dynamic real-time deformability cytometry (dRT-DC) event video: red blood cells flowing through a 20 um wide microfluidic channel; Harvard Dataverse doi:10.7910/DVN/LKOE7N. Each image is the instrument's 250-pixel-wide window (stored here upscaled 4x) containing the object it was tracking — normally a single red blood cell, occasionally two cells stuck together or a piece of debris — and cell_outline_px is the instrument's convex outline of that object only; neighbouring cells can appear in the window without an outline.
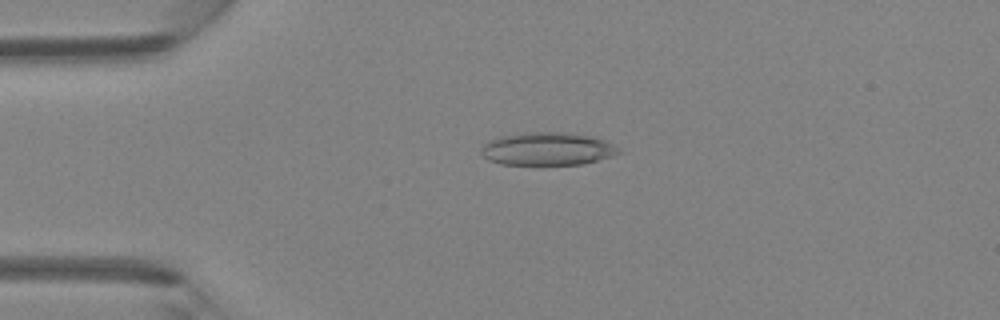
{"species": "Egyptian fruit bat (a non-hibernating species)", "species_latin": "Rousettus aegyptiacus", "temperature_condition": "room temperature", "stored_images_in_passage": 46, "camera_frame_rate_fps": 3000, "um_per_image_px": 0.085, "animal": {"sex": "female"}, "frame": {"image": 1, "passage_image": 11, "time_ms": 3.333, "image_size_px": [1000, 320], "cell_outline_px": [[624, 152], [612, 156], [584, 164], [544, 168], [500, 164], [488, 160], [480, 152], [480, 148], [488, 140], [500, 136], [524, 132], [564, 132], [588, 136], [604, 140], [612, 144]], "centroid_in_image_um": [46.49, 12.71], "position_along_channel_um": 38.5, "area_um2": 27.63}}
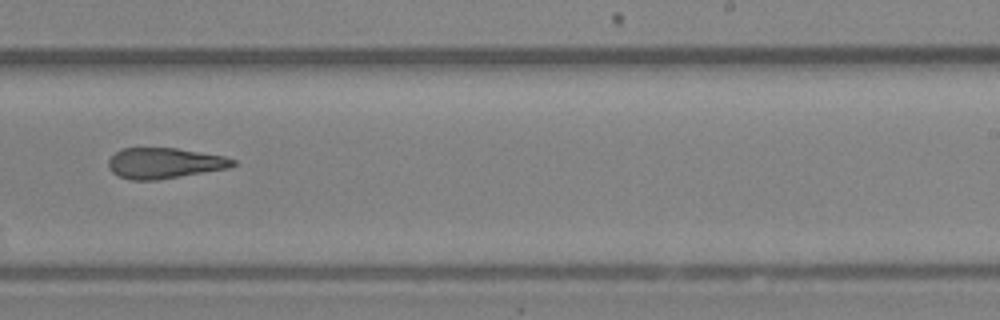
{"frame": {"image": 2, "passage_image": 29, "time_ms": 9.333, "image_size_px": [1000, 320], "cell_outline_px": [[236, 164], [228, 168], [156, 180], [132, 180], [116, 176], [108, 168], [108, 160], [116, 152], [124, 148], [176, 148], [224, 156], [236, 160]], "centroid_in_image_um": [13.95, 13.87], "position_along_channel_um": 275.1, "area_um2": 22.14}}
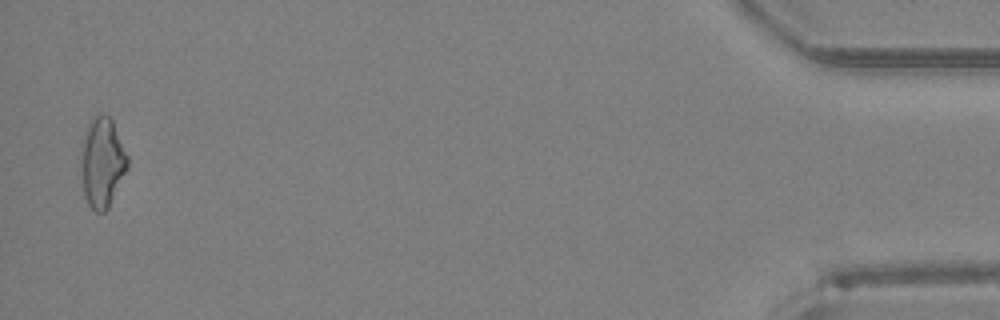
{"frame": {"image": 3, "passage_image": 45, "time_ms": 14.667, "image_size_px": [1000, 320], "cell_outline_px": [[128, 168], [108, 208], [104, 212], [96, 212], [88, 204], [84, 196], [80, 172], [80, 144], [84, 128], [92, 116], [108, 116], [112, 120], [128, 156]], "centroid_in_image_um": [8.64, 13.8], "position_along_channel_um": 426.6, "area_um2": 24.85}}